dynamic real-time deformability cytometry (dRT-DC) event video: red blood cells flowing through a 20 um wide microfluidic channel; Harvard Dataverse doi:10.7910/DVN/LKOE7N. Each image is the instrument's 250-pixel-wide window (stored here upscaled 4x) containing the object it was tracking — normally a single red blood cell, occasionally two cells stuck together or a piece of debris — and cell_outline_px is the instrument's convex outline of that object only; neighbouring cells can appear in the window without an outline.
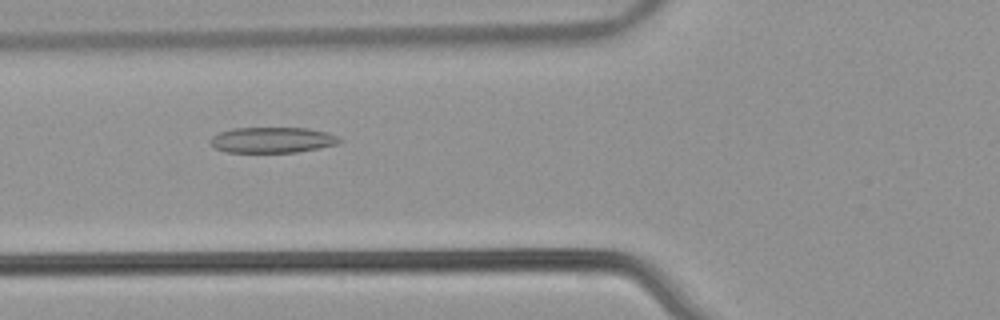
{"species": "common noctule bat (a hibernating species)", "species_latin": "Nyctalus noctula", "temperature_condition": "warm", "stored_images_in_passage": 28, "camera_frame_rate_fps": 3000, "um_per_image_px": 0.085, "animal": {"sex": "male", "body_mass_g": 21.5, "forearm_length_mm": 52.0}, "frame": {"image": 1, "passage_image": 3, "time_ms": 0.667, "image_size_px": [1000, 320], "cell_outline_px": [[344, 140], [340, 144], [320, 148], [296, 152], [228, 152], [216, 148], [208, 144], [208, 140], [212, 136], [220, 132], [232, 128], [308, 128], [328, 132]], "centroid_in_image_um": [23.16, 11.89], "position_along_channel_um": 102.6, "area_um2": 19.54}}
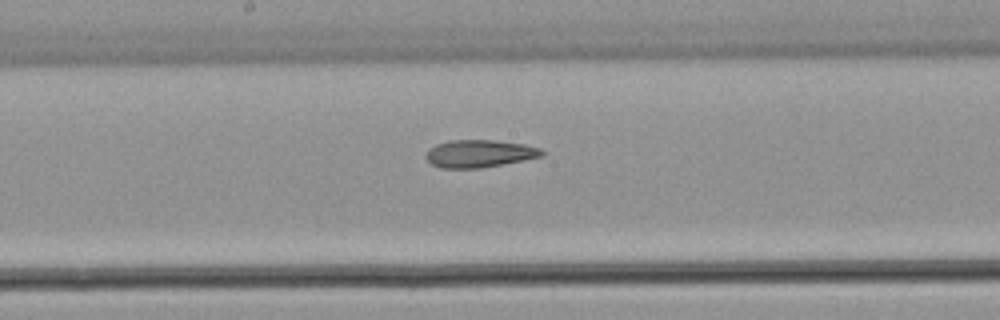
{"frame": {"image": 2, "passage_image": 11, "time_ms": 3.333, "image_size_px": [1000, 320], "cell_outline_px": [[544, 156], [524, 160], [480, 168], [440, 168], [432, 164], [424, 156], [428, 148], [436, 144], [448, 140], [496, 140], [524, 144], [540, 148], [544, 152]], "centroid_in_image_um": [40.73, 13.05], "position_along_channel_um": 207.5, "area_um2": 18.73}}
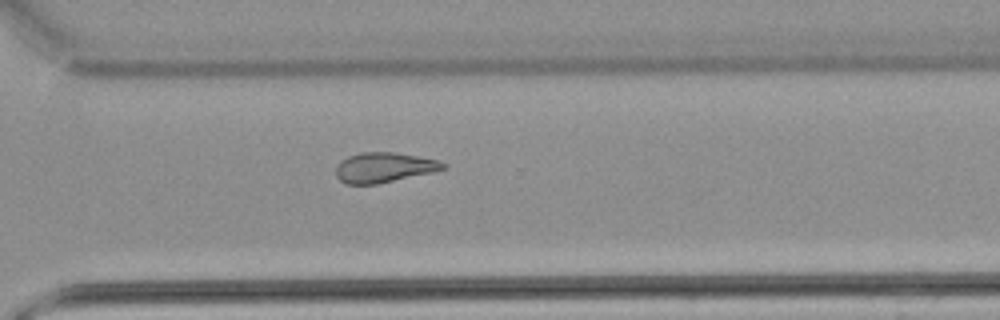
{"frame": {"image": 3, "passage_image": 21, "time_ms": 6.667, "image_size_px": [1000, 320], "cell_outline_px": [[448, 168], [432, 172], [376, 184], [344, 184], [336, 176], [336, 168], [340, 160], [348, 156], [360, 152], [392, 152], [416, 156], [436, 160], [448, 164]], "centroid_in_image_um": [32.61, 14.23], "position_along_channel_um": 338.0, "area_um2": 18.67}}